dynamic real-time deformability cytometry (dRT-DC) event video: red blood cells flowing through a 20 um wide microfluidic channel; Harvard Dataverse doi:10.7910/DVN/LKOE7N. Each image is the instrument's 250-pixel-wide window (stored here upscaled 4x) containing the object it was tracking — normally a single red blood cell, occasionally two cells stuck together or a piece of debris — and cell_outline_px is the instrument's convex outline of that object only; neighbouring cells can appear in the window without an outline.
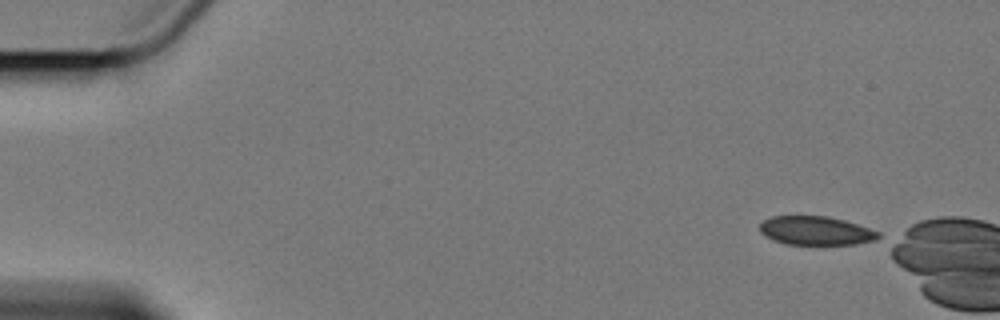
{"species": "Egyptian fruit bat (a non-hibernating species)", "species_latin": "Rousettus aegyptiacus", "temperature_condition": "cold", "stored_images_in_passage": 4, "camera_frame_rate_fps": 3000, "um_per_image_px": 0.085, "animal": {"sex": "female"}, "frame": {"image": 1, "passage_image": 1, "time_ms": 0.0, "image_size_px": [1000, 320], "cell_outline_px": [[880, 236], [872, 240], [856, 244], [788, 244], [776, 240], [760, 232], [760, 224], [764, 220], [772, 216], [828, 216], [844, 220], [880, 232]], "centroid_in_image_um": [69.35, 19.59], "position_along_channel_um": 15.7, "area_um2": 19.48}}